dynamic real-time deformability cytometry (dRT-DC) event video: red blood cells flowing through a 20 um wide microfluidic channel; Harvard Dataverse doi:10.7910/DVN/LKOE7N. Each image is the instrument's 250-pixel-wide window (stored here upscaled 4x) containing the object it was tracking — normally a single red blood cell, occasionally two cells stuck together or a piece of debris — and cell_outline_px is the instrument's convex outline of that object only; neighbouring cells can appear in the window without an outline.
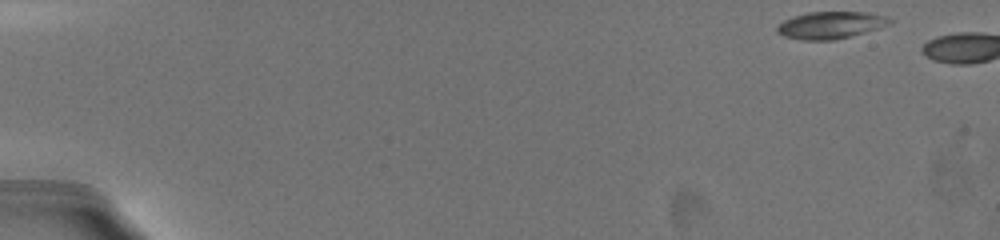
{"species": "common noctule bat (a hibernating species)", "species_latin": "Nyctalus noctula", "temperature_condition": "warm", "stored_images_in_passage": 6, "camera_frame_rate_fps": 3000, "um_per_image_px": 0.085, "animal": {"sex": "female", "body_mass_g": 19.5, "forearm_length_mm": 54.1}, "frame": {"image": 1, "passage_image": 1, "time_ms": 0.0, "image_size_px": [1000, 240], "cell_outline_px": [[896, 20], [892, 24], [880, 28], [836, 40], [800, 40], [784, 36], [776, 32], [776, 28], [784, 20], [792, 16], [808, 12], [868, 12], [888, 16]], "centroid_in_image_um": [70.66, 2.13], "position_along_channel_um": 14.3, "area_um2": 18.15}}